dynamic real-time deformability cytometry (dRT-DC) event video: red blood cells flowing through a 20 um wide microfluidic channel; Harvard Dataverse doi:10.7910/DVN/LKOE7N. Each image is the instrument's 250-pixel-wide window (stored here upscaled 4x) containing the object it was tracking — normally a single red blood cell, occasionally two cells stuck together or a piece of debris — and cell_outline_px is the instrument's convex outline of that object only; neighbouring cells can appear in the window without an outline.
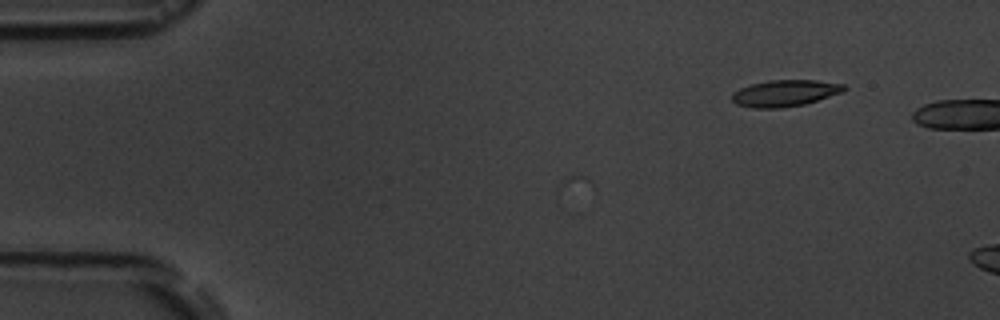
{"species": "common noctule bat (a hibernating species)", "species_latin": "Nyctalus noctula", "temperature_condition": "room temperature", "stored_images_in_passage": 3, "camera_frame_rate_fps": 3000, "um_per_image_px": 0.085, "animal": {"sex": "male", "body_mass_g": 19.5, "forearm_length_mm": 54.6}, "frame": {"image": 1, "passage_image": 3, "time_ms": 3.333, "image_size_px": [1000, 320], "cell_outline_px": [[848, 88], [840, 92], [804, 104], [780, 108], [752, 108], [736, 104], [732, 100], [732, 92], [740, 88], [752, 84], [768, 80], [816, 80], [844, 84]], "centroid_in_image_um": [66.68, 7.91], "position_along_channel_um": 18.3, "area_um2": 17.17}}